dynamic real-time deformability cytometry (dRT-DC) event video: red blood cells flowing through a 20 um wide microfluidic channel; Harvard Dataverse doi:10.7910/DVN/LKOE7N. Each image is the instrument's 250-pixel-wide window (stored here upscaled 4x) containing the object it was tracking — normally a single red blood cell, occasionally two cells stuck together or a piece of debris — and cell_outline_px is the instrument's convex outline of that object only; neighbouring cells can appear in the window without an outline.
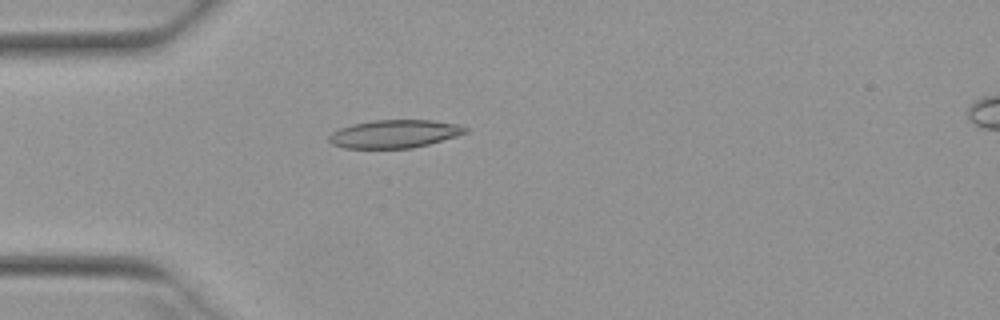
{"species": "Egyptian fruit bat (a non-hibernating species)", "species_latin": "Rousettus aegyptiacus", "temperature_condition": "warm", "stored_images_in_passage": 30, "camera_frame_rate_fps": 3000, "um_per_image_px": 0.085, "animal": {"sex": "female"}, "frame": {"image": 1, "passage_image": 1, "time_ms": 0.0, "image_size_px": [1000, 320], "cell_outline_px": [[468, 132], [456, 136], [428, 144], [412, 148], [344, 148], [332, 144], [328, 140], [328, 136], [332, 132], [340, 128], [352, 124], [372, 120], [432, 120], [456, 124], [468, 128]], "centroid_in_image_um": [33.51, 11.38], "position_along_channel_um": 51.5, "area_um2": 22.25}}
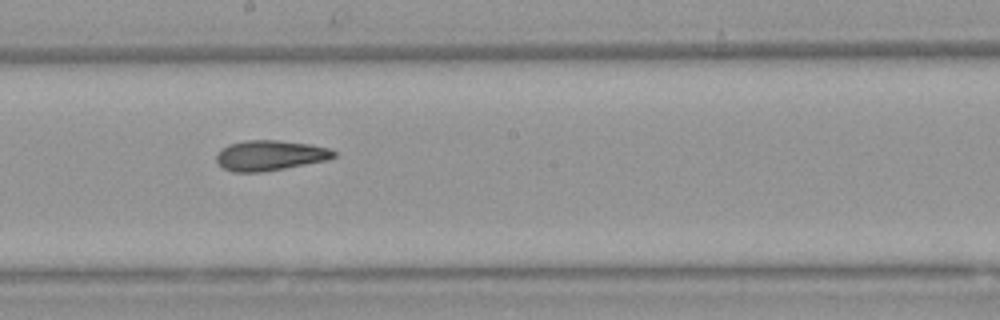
{"frame": {"image": 2, "passage_image": 15, "time_ms": 4.667, "image_size_px": [1000, 320], "cell_outline_px": [[336, 156], [328, 160], [284, 168], [260, 172], [232, 172], [216, 164], [216, 152], [220, 148], [228, 144], [244, 140], [276, 140], [308, 144], [328, 148], [336, 152]], "centroid_in_image_um": [22.89, 13.21], "position_along_channel_um": 225.3, "area_um2": 20.81}}
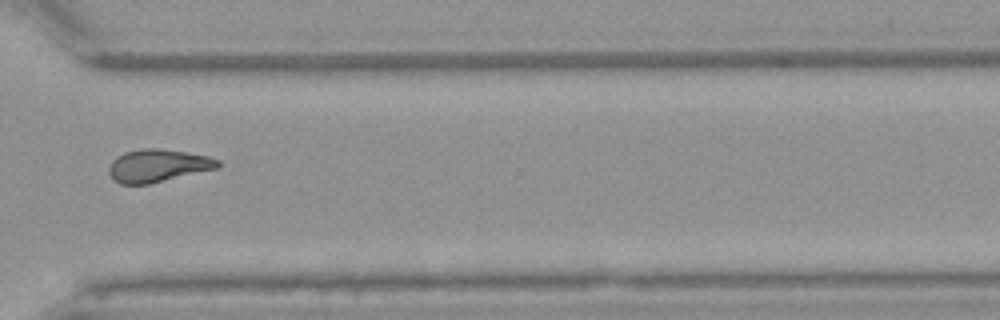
{"frame": {"image": 3, "passage_image": 25, "time_ms": 8.0, "image_size_px": [1000, 320], "cell_outline_px": [[220, 168], [148, 184], [120, 184], [108, 172], [108, 168], [112, 160], [116, 156], [124, 152], [140, 148], [160, 148], [208, 156], [220, 160]], "centroid_in_image_um": [13.43, 14.07], "position_along_channel_um": 357.2, "area_um2": 20.87}, "authors_computed_cell_mechanics": {"area_um2": 20.6635, "velocity_mm_per_s": 3.9495, "shape_relaxation_time_tau1_ms": null, "shape_relaxation_time_tau2_ms": 1.8008, "deformation_change_tau1": null, "deformation_change_tau2": 0.0858}}